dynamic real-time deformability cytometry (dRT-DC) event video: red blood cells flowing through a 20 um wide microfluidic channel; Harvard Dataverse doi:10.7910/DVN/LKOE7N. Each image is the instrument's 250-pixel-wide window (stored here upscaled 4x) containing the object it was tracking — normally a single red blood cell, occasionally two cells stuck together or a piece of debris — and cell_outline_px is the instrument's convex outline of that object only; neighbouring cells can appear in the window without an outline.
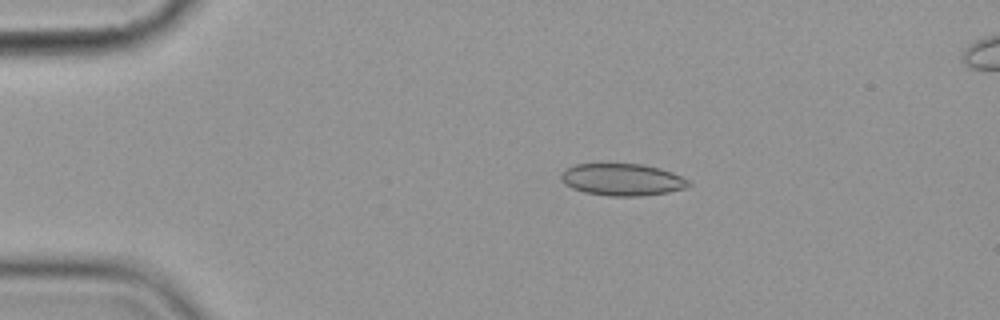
{"species": "common noctule bat (a hibernating species)", "species_latin": "Nyctalus noctula", "temperature_condition": "cold", "stored_images_in_passage": 6, "camera_frame_rate_fps": 3000, "um_per_image_px": 0.085, "animal": {"sex": "female", "body_mass_g": 19.9}, "frame": {"image": 1, "passage_image": 1, "time_ms": 0.0, "image_size_px": [1000, 320], "cell_outline_px": [[692, 184], [684, 188], [668, 192], [644, 196], [608, 196], [584, 192], [572, 188], [564, 184], [560, 180], [560, 172], [564, 168], [576, 164], [644, 164], [660, 168], [672, 172], [688, 180]], "centroid_in_image_um": [52.85, 15.26], "position_along_channel_um": 32.2, "area_um2": 24.04}}
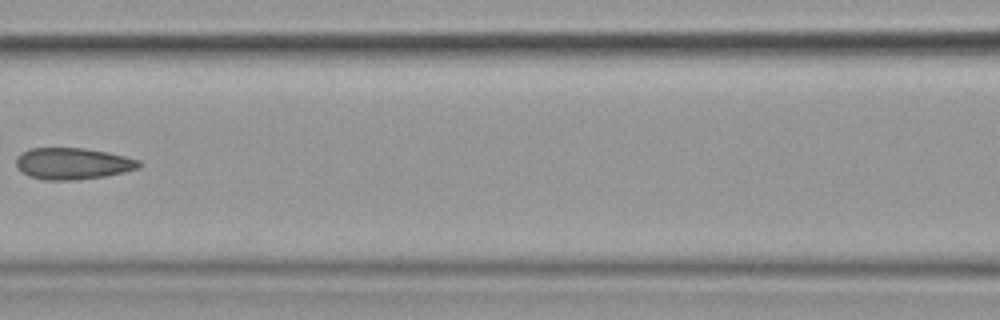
{"frame": {"image": 2, "passage_image": 5, "time_ms": 5.0, "image_size_px": [1000, 320], "cell_outline_px": [[140, 168], [124, 172], [104, 176], [72, 180], [44, 180], [28, 176], [20, 172], [16, 164], [16, 156], [20, 152], [32, 148], [84, 148], [108, 152], [140, 160]], "centroid_in_image_um": [6.14, 13.9], "position_along_channel_um": 160.5, "area_um2": 22.72}}
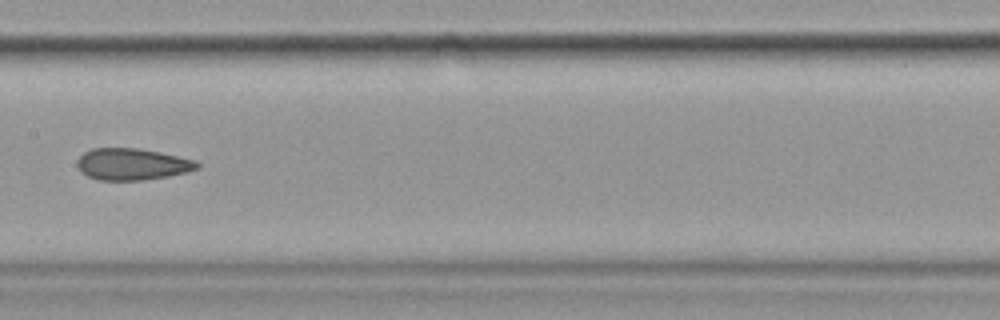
{"frame": {"image": 3, "passage_image": 6, "time_ms": 6.0, "image_size_px": [1000, 320], "cell_outline_px": [[200, 168], [168, 176], [144, 180], [100, 180], [88, 176], [80, 172], [76, 164], [76, 160], [84, 152], [92, 148], [140, 148], [160, 152], [196, 160], [200, 164]], "centroid_in_image_um": [11.21, 13.95], "position_along_channel_um": 196.2, "area_um2": 22.25}}